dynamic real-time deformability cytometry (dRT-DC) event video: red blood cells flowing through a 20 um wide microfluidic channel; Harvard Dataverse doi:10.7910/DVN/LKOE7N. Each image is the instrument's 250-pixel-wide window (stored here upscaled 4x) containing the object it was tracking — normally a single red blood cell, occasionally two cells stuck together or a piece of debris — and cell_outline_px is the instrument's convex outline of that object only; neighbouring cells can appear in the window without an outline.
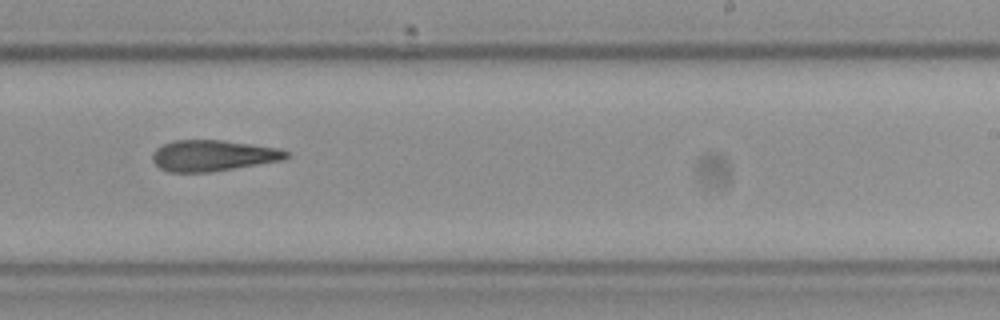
{"species": "Egyptian fruit bat (a non-hibernating species)", "species_latin": "Rousettus aegyptiacus", "temperature_condition": "cold", "stored_images_in_passage": 17, "camera_frame_rate_fps": 3000, "um_per_image_px": 0.085, "frame": {"image": 1, "passage_image": 11, "time_ms": 3.333, "image_size_px": [1000, 320], "cell_outline_px": [[288, 156], [284, 160], [212, 172], [168, 172], [160, 168], [152, 160], [152, 152], [156, 148], [172, 140], [224, 140], [280, 148], [288, 152]], "centroid_in_image_um": [18.1, 13.22], "position_along_channel_um": 270.9, "area_um2": 24.39}}
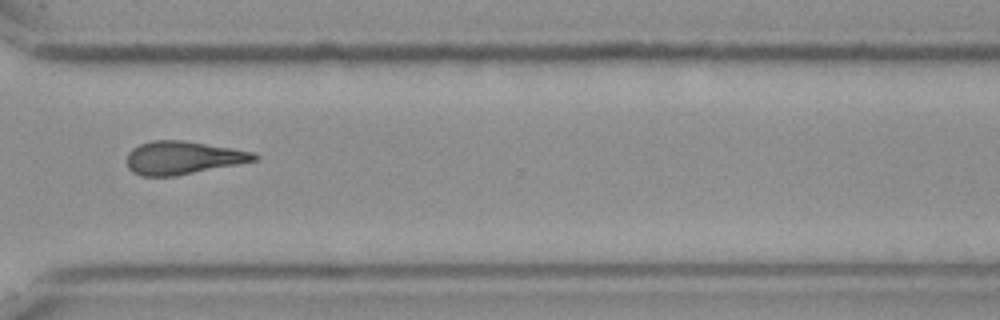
{"frame": {"image": 2, "passage_image": 13, "time_ms": 4.0, "image_size_px": [1000, 320], "cell_outline_px": [[260, 156], [256, 160], [176, 176], [140, 176], [132, 172], [128, 168], [128, 152], [132, 148], [140, 144], [152, 140], [184, 140], [256, 152]], "centroid_in_image_um": [15.54, 13.4], "position_along_channel_um": 355.1, "area_um2": 24.57}}
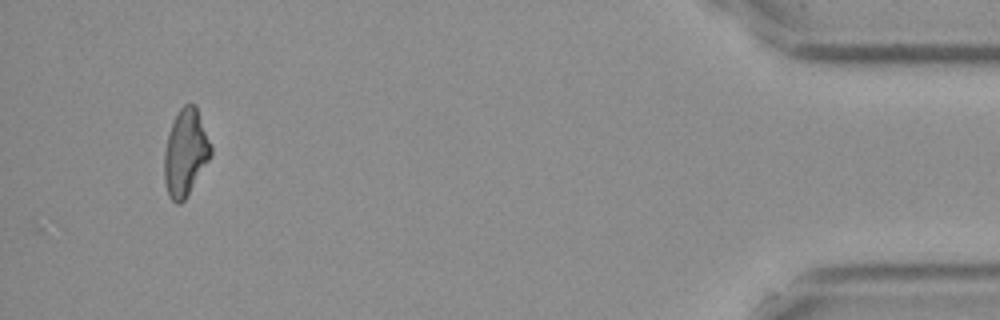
{"frame": {"image": 3, "passage_image": 16, "time_ms": 5.0, "image_size_px": [1000, 320], "cell_outline_px": [[212, 152], [208, 160], [188, 196], [180, 204], [176, 204], [168, 196], [164, 180], [164, 152], [168, 132], [180, 108], [184, 104], [196, 104], [212, 144]], "centroid_in_image_um": [15.77, 12.98], "position_along_channel_um": 419.4, "area_um2": 23.76}}